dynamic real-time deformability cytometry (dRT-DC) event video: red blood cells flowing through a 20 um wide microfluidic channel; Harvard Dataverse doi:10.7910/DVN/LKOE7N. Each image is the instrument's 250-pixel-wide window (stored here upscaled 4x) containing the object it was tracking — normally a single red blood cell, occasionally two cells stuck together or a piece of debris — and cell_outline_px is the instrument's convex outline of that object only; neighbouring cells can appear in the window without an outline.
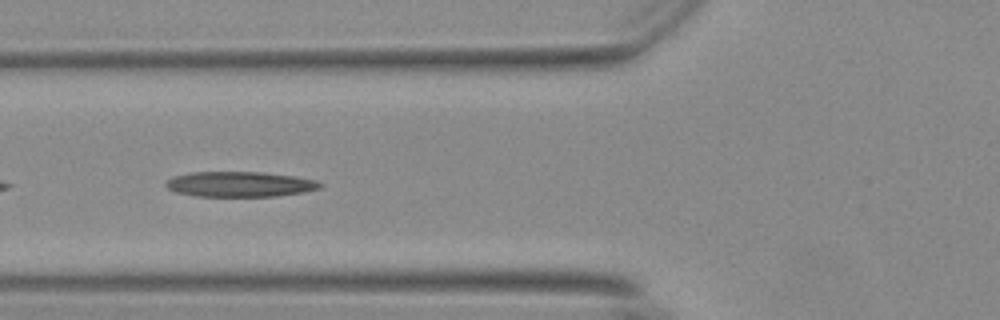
{"species": "Egyptian fruit bat (a non-hibernating species)", "species_latin": "Rousettus aegyptiacus", "temperature_condition": "warm", "stored_images_in_passage": 19, "camera_frame_rate_fps": 3000, "um_per_image_px": 0.085, "animal": {"sex": "female"}, "frame": {"image": 1, "passage_image": 5, "time_ms": 1.333, "image_size_px": [1000, 320], "cell_outline_px": [[324, 184], [320, 188], [304, 192], [276, 196], [196, 196], [176, 192], [168, 188], [164, 184], [172, 176], [192, 172], [264, 172], [296, 176], [316, 180]], "centroid_in_image_um": [20.41, 15.65], "position_along_channel_um": 105.4, "area_um2": 22.77}}
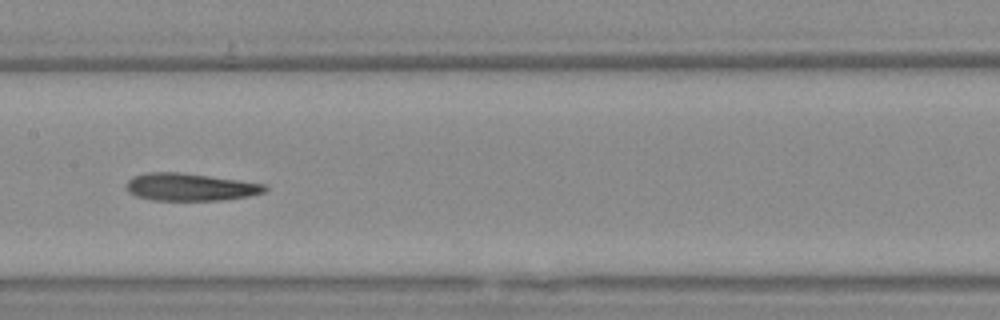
{"frame": {"image": 2, "passage_image": 12, "time_ms": 3.667, "image_size_px": [1000, 320], "cell_outline_px": [[268, 188], [264, 192], [248, 196], [224, 200], [152, 200], [136, 196], [128, 192], [124, 184], [132, 176], [148, 172], [180, 172], [240, 180], [264, 184]], "centroid_in_image_um": [16.12, 15.89], "position_along_channel_um": 191.3, "area_um2": 22.31}}